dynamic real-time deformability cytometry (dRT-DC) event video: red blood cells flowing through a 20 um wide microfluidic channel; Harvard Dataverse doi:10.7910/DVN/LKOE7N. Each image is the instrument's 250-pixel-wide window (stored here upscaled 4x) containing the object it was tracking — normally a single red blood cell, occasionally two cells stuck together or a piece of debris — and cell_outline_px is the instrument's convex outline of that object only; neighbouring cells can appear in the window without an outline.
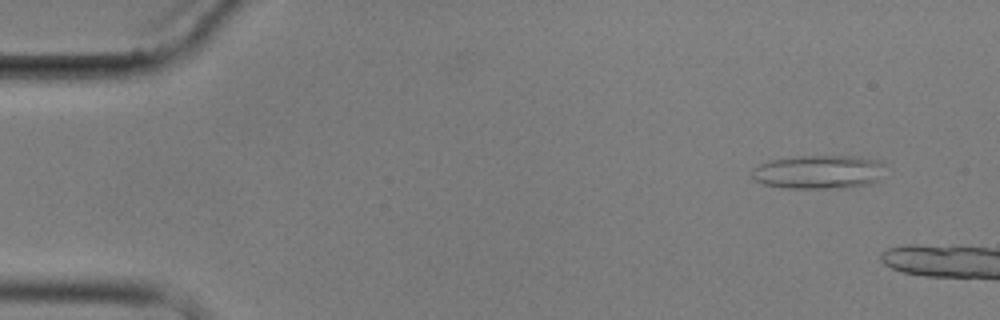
{"species": "common noctule bat (a hibernating species)", "species_latin": "Nyctalus noctula", "temperature_condition": "cold", "stored_images_in_passage": 2, "camera_frame_rate_fps": 3000, "um_per_image_px": 0.085, "animal": {"sex": "male", "body_mass_g": 17.9}, "frame": {"image": 1, "passage_image": 1, "time_ms": 0.0, "image_size_px": [1000, 320], "cell_outline_px": [[880, 180], [872, 184], [824, 188], [788, 188], [764, 184], [756, 180], [752, 176], [752, 168], [760, 164], [772, 160], [800, 156], [860, 156], [876, 160], [880, 164]], "centroid_in_image_um": [69.55, 14.61], "position_along_channel_um": 15.5, "area_um2": 25.66}}